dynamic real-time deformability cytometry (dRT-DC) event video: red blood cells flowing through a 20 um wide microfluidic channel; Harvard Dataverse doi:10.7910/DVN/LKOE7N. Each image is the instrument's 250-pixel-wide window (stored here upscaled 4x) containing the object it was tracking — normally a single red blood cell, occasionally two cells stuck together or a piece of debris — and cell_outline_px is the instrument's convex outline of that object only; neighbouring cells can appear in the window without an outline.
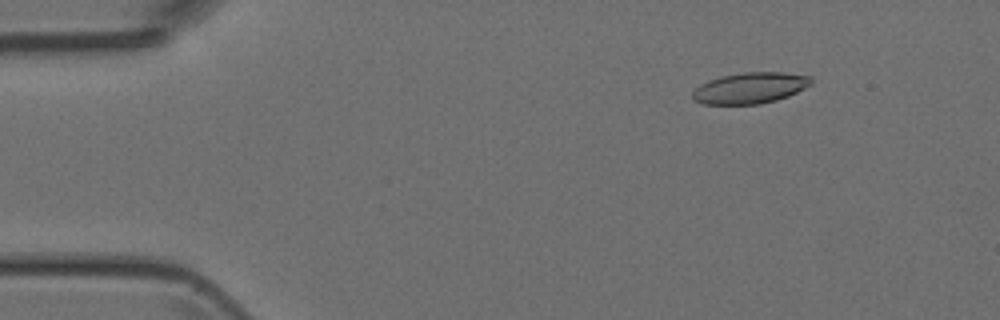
{"species": "Egyptian fruit bat (a non-hibernating species)", "species_latin": "Rousettus aegyptiacus", "temperature_condition": "room temperature", "stored_images_in_passage": 5, "camera_frame_rate_fps": 3000, "um_per_image_px": 0.085, "animal": {"sex": "female"}, "frame": {"image": 1, "passage_image": 2, "time_ms": 1.333, "image_size_px": [1000, 320], "cell_outline_px": [[812, 84], [788, 96], [776, 100], [760, 104], [704, 104], [692, 100], [692, 92], [700, 84], [708, 80], [720, 76], [744, 72], [784, 72], [812, 76]], "centroid_in_image_um": [63.75, 7.47], "position_along_channel_um": 21.3, "area_um2": 21.62}}
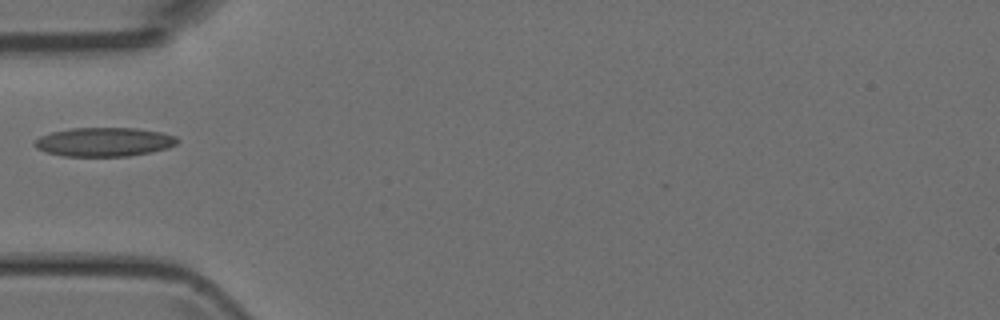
{"frame": {"image": 2, "passage_image": 5, "time_ms": 4.667, "image_size_px": [1000, 320], "cell_outline_px": [[180, 140], [176, 144], [168, 148], [128, 156], [64, 156], [48, 152], [36, 148], [32, 144], [40, 136], [52, 132], [72, 128], [136, 128], [160, 132], [176, 136]], "centroid_in_image_um": [8.86, 12.06], "position_along_channel_um": 76.1, "area_um2": 23.93}}